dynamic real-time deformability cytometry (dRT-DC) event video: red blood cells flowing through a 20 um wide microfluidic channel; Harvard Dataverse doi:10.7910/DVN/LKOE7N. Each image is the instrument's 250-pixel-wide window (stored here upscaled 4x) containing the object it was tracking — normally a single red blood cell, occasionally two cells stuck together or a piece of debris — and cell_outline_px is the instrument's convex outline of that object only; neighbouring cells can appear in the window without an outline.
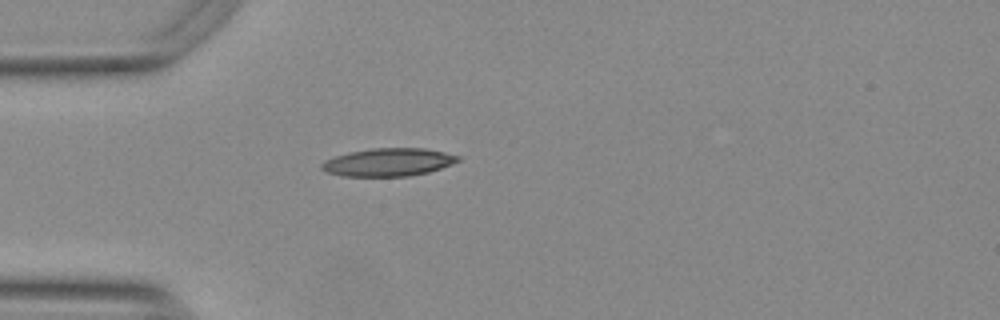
{"species": "Egyptian fruit bat (a non-hibernating species)", "species_latin": "Rousettus aegyptiacus", "temperature_condition": "warm", "stored_images_in_passage": 40, "camera_frame_rate_fps": 3000, "um_per_image_px": 0.085, "animal": {"sex": "female"}, "frame": {"image": 1, "passage_image": 1, "time_ms": 0.0, "image_size_px": [1000, 320], "cell_outline_px": [[460, 160], [452, 164], [428, 172], [408, 176], [344, 176], [328, 172], [320, 168], [320, 164], [324, 160], [348, 152], [372, 148], [424, 148], [444, 152], [460, 156]], "centroid_in_image_um": [33.0, 13.78], "position_along_channel_um": 52.0, "area_um2": 22.14}}
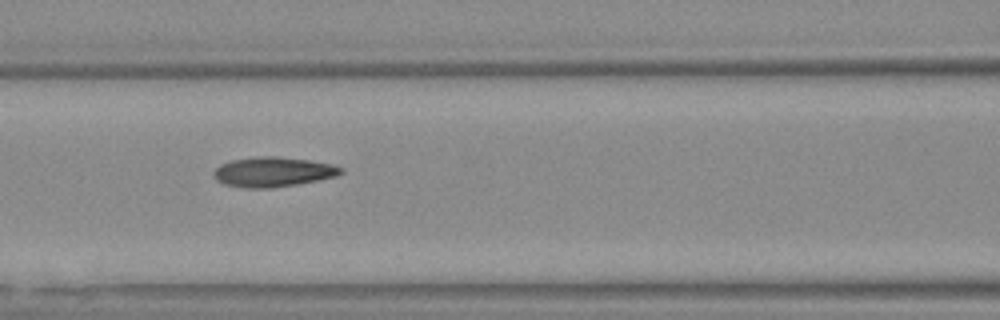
{"frame": {"image": 2, "passage_image": 9, "time_ms": 2.667, "image_size_px": [1000, 320], "cell_outline_px": [[344, 172], [336, 176], [296, 184], [268, 188], [244, 188], [224, 184], [216, 180], [212, 176], [212, 172], [220, 164], [232, 160], [256, 156], [276, 156], [308, 160], [332, 164], [344, 168]], "centroid_in_image_um": [23.17, 14.61], "position_along_channel_um": 143.4, "area_um2": 22.14}}
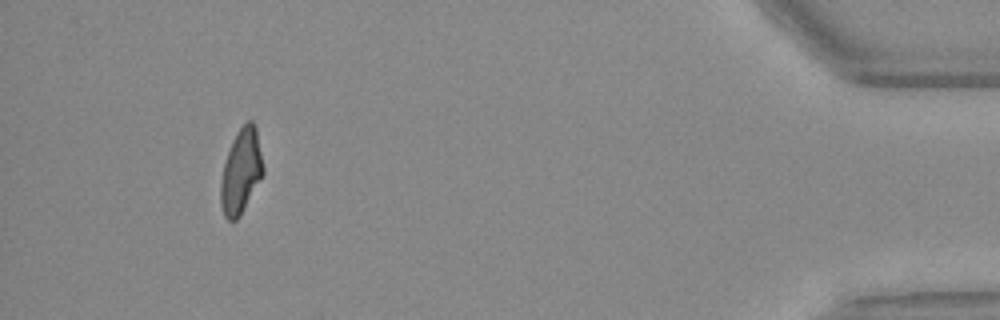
{"frame": {"image": 3, "passage_image": 36, "time_ms": 11.667, "image_size_px": [1000, 320], "cell_outline_px": [[264, 172], [240, 216], [236, 220], [228, 220], [224, 216], [220, 204], [220, 184], [224, 164], [232, 140], [236, 132], [248, 120], [252, 120], [256, 128], [264, 168]], "centroid_in_image_um": [20.48, 14.57], "position_along_channel_um": 414.7, "area_um2": 20.75}, "authors_computed_cell_mechanics": {"area_um2": 21.1259, "velocity_mm_per_s": 3.7654, "shape_relaxation_time_tau1_ms": null, "shape_relaxation_time_tau2_ms": 2.6364, "deformation_change_tau1": null, "deformation_change_tau2": 0.1068}}